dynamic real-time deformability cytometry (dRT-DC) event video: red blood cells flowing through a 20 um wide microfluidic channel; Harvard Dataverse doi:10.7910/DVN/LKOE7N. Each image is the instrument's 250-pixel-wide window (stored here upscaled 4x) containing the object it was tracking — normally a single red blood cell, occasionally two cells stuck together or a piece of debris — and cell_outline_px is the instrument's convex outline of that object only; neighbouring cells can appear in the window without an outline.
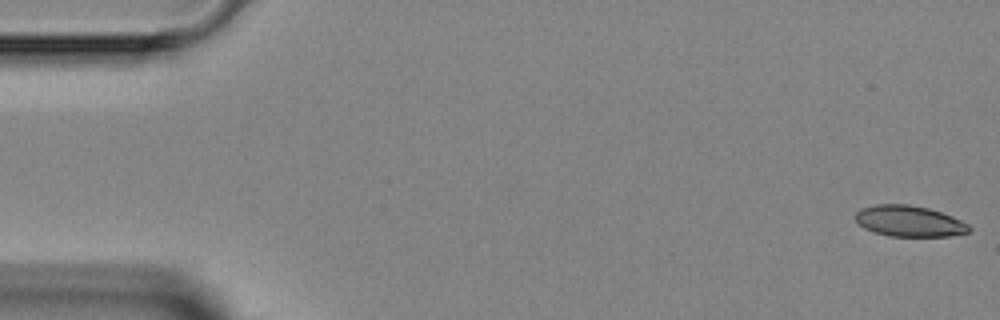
{"species": "Egyptian fruit bat (a non-hibernating species)", "species_latin": "Rousettus aegyptiacus", "temperature_condition": "room temperature", "stored_images_in_passage": 5, "camera_frame_rate_fps": 3000, "um_per_image_px": 0.085, "animal": {"sex": "female"}, "frame": {"image": 1, "passage_image": 1, "time_ms": 0.0, "image_size_px": [1000, 320], "cell_outline_px": [[972, 228], [968, 232], [948, 236], [888, 236], [864, 228], [852, 216], [860, 208], [876, 204], [908, 204], [928, 208], [952, 216], [968, 224]], "centroid_in_image_um": [77.25, 18.79], "position_along_channel_um": 7.7, "area_um2": 20.52}}
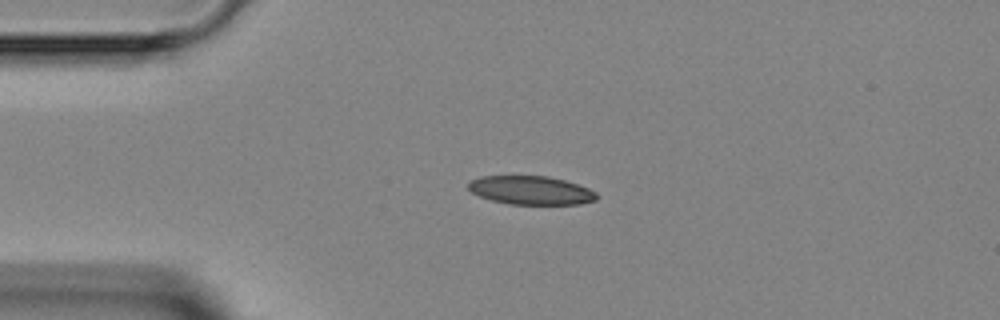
{"frame": {"image": 2, "passage_image": 4, "time_ms": 3.333, "image_size_px": [1000, 320], "cell_outline_px": [[600, 196], [596, 200], [580, 204], [508, 204], [492, 200], [480, 196], [472, 192], [468, 188], [468, 184], [472, 180], [480, 176], [548, 176], [564, 180], [588, 188], [596, 192]], "centroid_in_image_um": [45.15, 16.18], "position_along_channel_um": 39.8, "area_um2": 21.33}}